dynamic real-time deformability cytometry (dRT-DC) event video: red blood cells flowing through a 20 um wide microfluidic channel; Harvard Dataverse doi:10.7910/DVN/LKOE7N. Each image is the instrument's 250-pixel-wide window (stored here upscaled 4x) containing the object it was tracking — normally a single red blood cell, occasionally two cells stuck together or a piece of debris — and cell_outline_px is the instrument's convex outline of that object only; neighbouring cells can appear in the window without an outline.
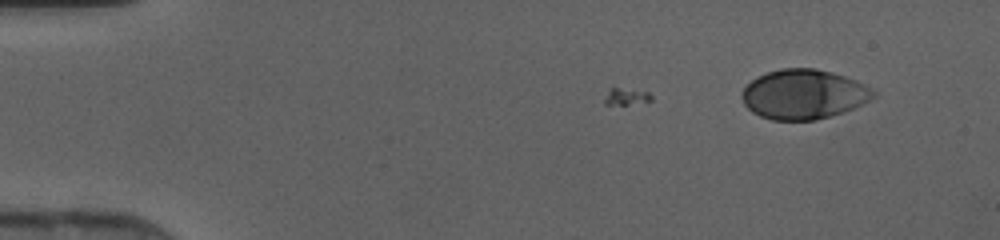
{"species": "human", "species_latin": "Homo sapiens", "temperature_condition": "cold", "stored_images_in_passage": 4, "camera_frame_rate_fps": 3000, "um_per_image_px": 0.085, "donor": {"sex": "female"}, "frame": {"image": 1, "passage_image": 1, "time_ms": 0.0, "image_size_px": [1000, 240], "cell_outline_px": [[876, 96], [852, 108], [816, 120], [772, 120], [760, 116], [752, 112], [744, 104], [740, 96], [740, 92], [756, 76], [780, 68], [816, 68], [832, 72], [856, 80], [864, 84], [876, 92]], "centroid_in_image_um": [68.26, 8.0], "position_along_channel_um": 16.7, "area_um2": 37.92}}